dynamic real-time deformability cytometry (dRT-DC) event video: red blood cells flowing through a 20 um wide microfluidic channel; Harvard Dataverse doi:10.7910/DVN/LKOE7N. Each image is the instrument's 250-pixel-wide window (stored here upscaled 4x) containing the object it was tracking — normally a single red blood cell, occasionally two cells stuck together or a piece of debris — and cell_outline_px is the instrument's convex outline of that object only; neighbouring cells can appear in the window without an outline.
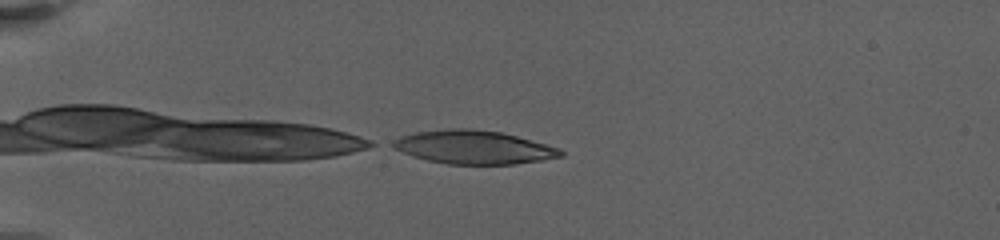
{"species": "human", "species_latin": "Homo sapiens", "temperature_condition": "warm", "stored_images_in_passage": 40, "camera_frame_rate_fps": 3000, "um_per_image_px": 0.085, "donor": {"sex": "female"}, "frame": {"image": 1, "passage_image": 1, "time_ms": 0.0, "image_size_px": [1000, 240], "cell_outline_px": [[564, 156], [544, 160], [516, 164], [448, 164], [428, 160], [404, 152], [388, 144], [404, 136], [416, 132], [456, 128], [468, 128], [500, 132], [516, 136], [560, 148], [564, 152]], "centroid_in_image_um": [40.34, 12.52], "position_along_channel_um": 44.7, "area_um2": 32.25}}
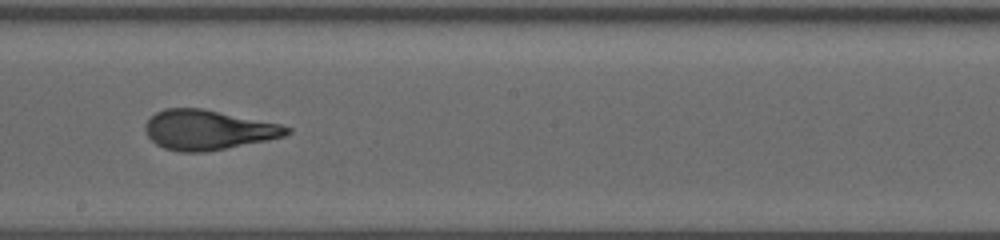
{"frame": {"image": 2, "passage_image": 16, "time_ms": 7.333, "image_size_px": [1000, 240], "cell_outline_px": [[292, 132], [284, 136], [268, 140], [204, 152], [180, 152], [164, 148], [156, 144], [148, 136], [144, 128], [144, 124], [156, 112], [164, 108], [200, 108], [280, 124], [292, 128]], "centroid_in_image_um": [17.67, 11.04], "position_along_channel_um": 230.5, "area_um2": 32.6}}
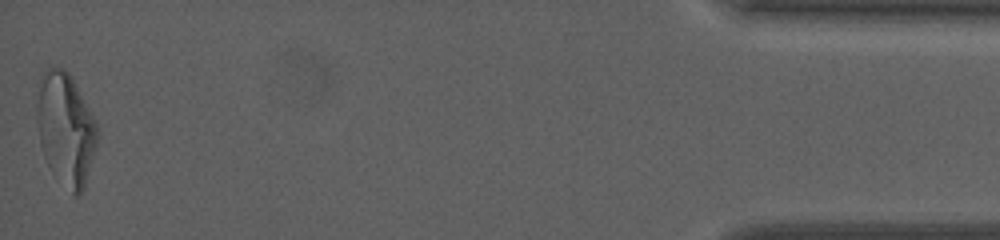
{"frame": {"image": 3, "passage_image": 40, "time_ms": 16.333, "image_size_px": [1000, 240], "cell_outline_px": [[100, 136], [84, 188], [76, 196], [72, 196], [48, 164], [44, 156], [40, 144], [36, 120], [32, 92], [44, 72], [48, 68], [56, 64], [64, 68], [72, 76], [96, 124]], "centroid_in_image_um": [5.53, 10.88], "position_along_channel_um": 429.7, "area_um2": 40.52}, "authors_computed_cell_mechanics": {"area_um2": 33.8708, "velocity_mm_per_s": 3.1015, "shape_relaxation_time_tau1_ms": 7.6591, "shape_relaxation_time_tau2_ms": 1.1782, "deformation_change_tau1": 0.26, "deformation_change_tau2": 0.0953}}